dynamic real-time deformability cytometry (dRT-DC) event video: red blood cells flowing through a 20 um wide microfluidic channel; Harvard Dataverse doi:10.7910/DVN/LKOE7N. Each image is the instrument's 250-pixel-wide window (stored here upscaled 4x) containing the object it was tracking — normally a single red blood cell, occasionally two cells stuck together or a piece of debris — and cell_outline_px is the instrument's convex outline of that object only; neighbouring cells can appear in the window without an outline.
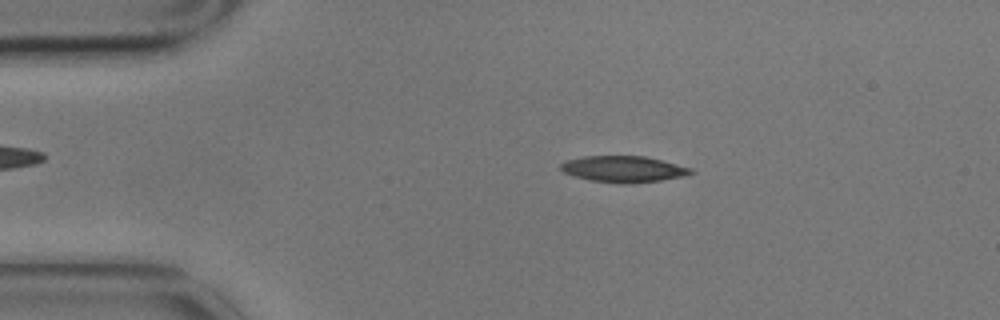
{"species": "common noctule bat (a hibernating species)", "species_latin": "Nyctalus noctula", "temperature_condition": "cold", "stored_images_in_passage": 7, "camera_frame_rate_fps": 3000, "um_per_image_px": 0.085, "animal": {"sex": "male", "body_mass_g": 17.9}, "frame": {"image": 1, "passage_image": 2, "time_ms": 0.333, "image_size_px": [1000, 320], "cell_outline_px": [[696, 172], [684, 176], [660, 180], [628, 184], [620, 184], [592, 180], [576, 176], [564, 172], [560, 168], [560, 164], [568, 160], [584, 156], [644, 156], [692, 168]], "centroid_in_image_um": [53.02, 14.37], "position_along_channel_um": 32.0, "area_um2": 19.71}}
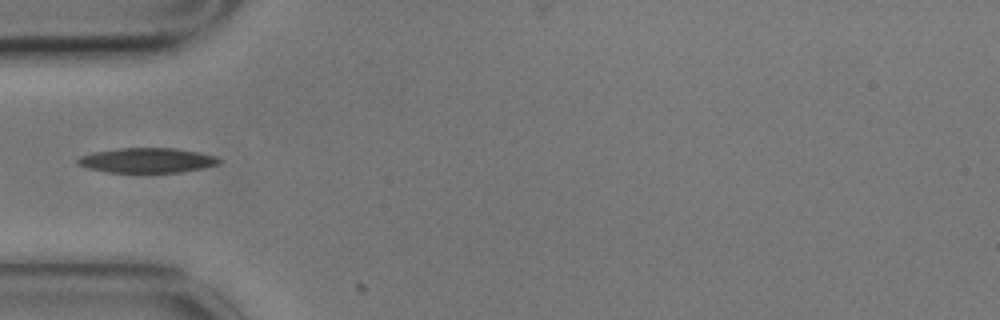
{"frame": {"image": 2, "passage_image": 4, "time_ms": 1.0, "image_size_px": [1000, 320], "cell_outline_px": [[220, 164], [204, 168], [180, 172], [108, 172], [88, 168], [76, 164], [76, 160], [80, 156], [92, 152], [116, 148], [172, 148], [196, 152], [216, 156], [220, 160]], "centroid_in_image_um": [12.47, 13.63], "position_along_channel_um": 72.5, "area_um2": 20.46}}